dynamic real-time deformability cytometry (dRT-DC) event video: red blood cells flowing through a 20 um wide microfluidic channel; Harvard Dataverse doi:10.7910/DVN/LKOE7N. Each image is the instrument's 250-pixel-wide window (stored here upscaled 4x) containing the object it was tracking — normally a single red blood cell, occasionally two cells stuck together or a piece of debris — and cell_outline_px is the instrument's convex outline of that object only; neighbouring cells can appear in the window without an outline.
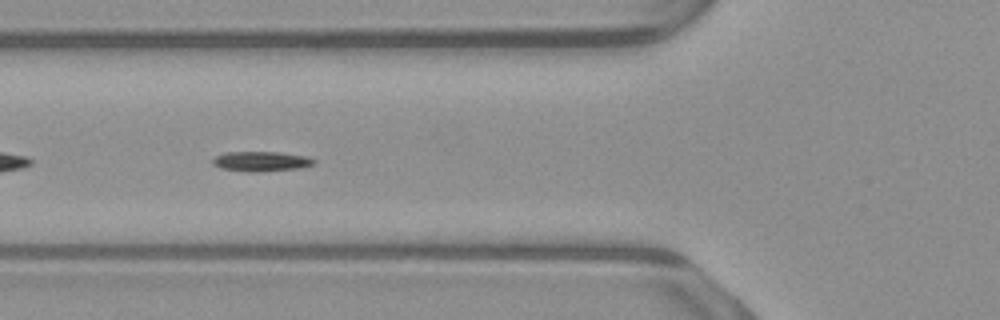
{"species": "common noctule bat (a hibernating species)", "species_latin": "Nyctalus noctula", "temperature_condition": "warm", "stored_images_in_passage": 40, "camera_frame_rate_fps": 3000, "um_per_image_px": 0.085, "animal": {"sex": "male", "body_mass_g": 23.1, "forearm_length_mm": 52.7}, "frame": {"image": 1, "passage_image": 6, "time_ms": 1.667, "image_size_px": [1000, 320], "cell_outline_px": [[316, 164], [300, 168], [256, 172], [248, 172], [220, 168], [212, 164], [212, 160], [216, 156], [224, 152], [280, 152], [308, 156], [316, 160]], "centroid_in_image_um": [22.22, 13.71], "position_along_channel_um": 103.6, "area_um2": 11.91}}
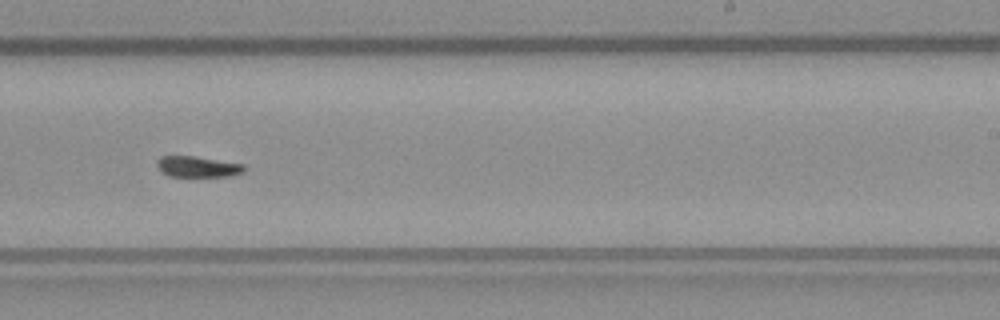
{"frame": {"image": 2, "passage_image": 19, "time_ms": 6.0, "image_size_px": [1000, 320], "cell_outline_px": [[244, 172], [228, 176], [168, 176], [156, 164], [156, 160], [160, 156], [196, 156], [244, 164]], "centroid_in_image_um": [16.8, 14.15], "position_along_channel_um": 272.2, "area_um2": 10.52}}
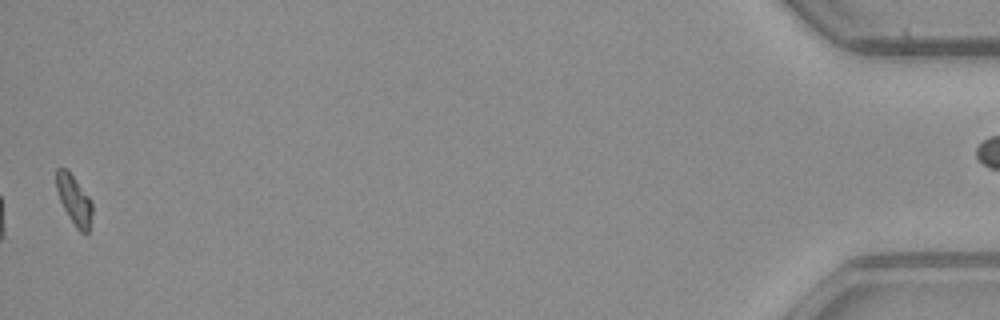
{"frame": {"image": 3, "passage_image": 39, "time_ms": 12.667, "image_size_px": [1000, 320], "cell_outline_px": [[92, 212], [88, 232], [84, 236], [76, 228], [68, 216], [60, 200], [56, 188], [56, 168], [68, 168], [88, 196], [92, 204]], "centroid_in_image_um": [6.29, 16.99], "position_along_channel_um": 428.9, "area_um2": 10.4}}